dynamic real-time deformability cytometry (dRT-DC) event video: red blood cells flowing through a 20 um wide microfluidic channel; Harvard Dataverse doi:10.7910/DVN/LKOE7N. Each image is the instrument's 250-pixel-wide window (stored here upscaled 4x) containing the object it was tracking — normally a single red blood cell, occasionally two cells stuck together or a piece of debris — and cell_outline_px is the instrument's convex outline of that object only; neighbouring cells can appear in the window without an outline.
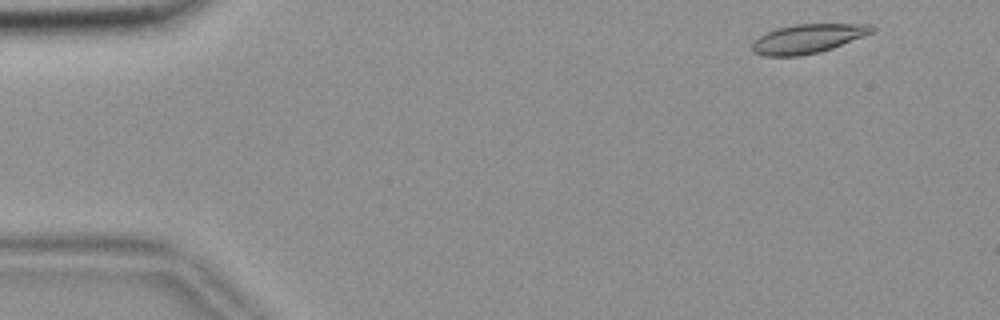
{"species": "common noctule bat (a hibernating species)", "species_latin": "Nyctalus noctula", "temperature_condition": "room temperature", "stored_images_in_passage": 15, "camera_frame_rate_fps": 3000, "um_per_image_px": 0.085, "animal": {"sex": "female", "body_mass_g": 18.4}, "frame": {"image": 1, "passage_image": 3, "time_ms": 0.667, "image_size_px": [1000, 320], "cell_outline_px": [[876, 28], [872, 32], [832, 48], [820, 52], [800, 56], [764, 56], [752, 52], [752, 44], [760, 36], [776, 28], [796, 24], [872, 24]], "centroid_in_image_um": [68.64, 3.29], "position_along_channel_um": 16.4, "area_um2": 20.11}}
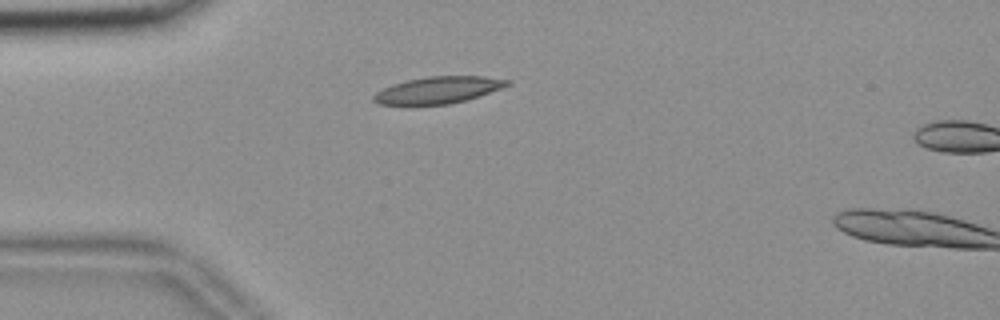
{"frame": {"image": 2, "passage_image": 13, "time_ms": 4.0, "image_size_px": [1000, 320], "cell_outline_px": [[512, 84], [480, 96], [448, 104], [380, 104], [372, 100], [372, 96], [376, 92], [392, 84], [408, 80], [428, 76], [484, 76], [512, 80]], "centroid_in_image_um": [37.29, 7.64], "position_along_channel_um": 47.7, "area_um2": 20.75}}